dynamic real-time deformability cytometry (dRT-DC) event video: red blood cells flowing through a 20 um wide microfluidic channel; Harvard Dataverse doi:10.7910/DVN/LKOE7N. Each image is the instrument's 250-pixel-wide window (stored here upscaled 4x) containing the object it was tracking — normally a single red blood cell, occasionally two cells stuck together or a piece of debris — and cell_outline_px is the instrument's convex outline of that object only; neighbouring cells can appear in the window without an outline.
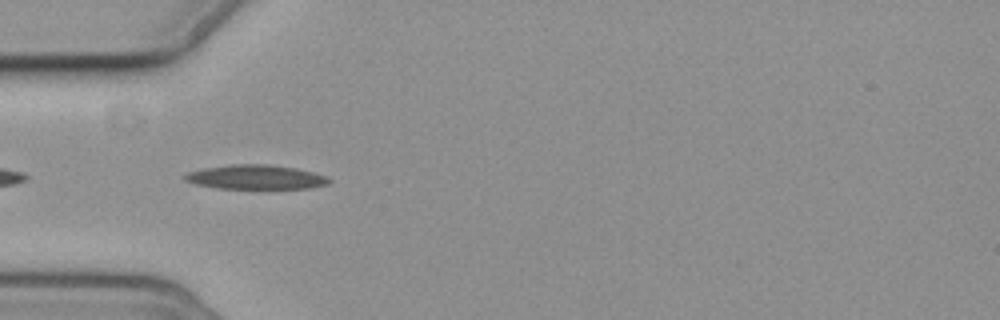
{"species": "common noctule bat (a hibernating species)", "species_latin": "Nyctalus noctula", "temperature_condition": "cold", "stored_images_in_passage": 5, "camera_frame_rate_fps": 3000, "um_per_image_px": 0.085, "animal": {"sex": "female", "body_mass_g": 19.3, "forearm_length_mm": 54.1}, "frame": {"image": 1, "passage_image": 5, "time_ms": 4.667, "image_size_px": [1000, 320], "cell_outline_px": [[332, 180], [328, 184], [308, 188], [216, 188], [196, 184], [184, 180], [180, 176], [188, 172], [204, 168], [232, 164], [268, 164], [296, 168], [328, 176]], "centroid_in_image_um": [21.72, 15.05], "position_along_channel_um": 63.3, "area_um2": 20.46}}